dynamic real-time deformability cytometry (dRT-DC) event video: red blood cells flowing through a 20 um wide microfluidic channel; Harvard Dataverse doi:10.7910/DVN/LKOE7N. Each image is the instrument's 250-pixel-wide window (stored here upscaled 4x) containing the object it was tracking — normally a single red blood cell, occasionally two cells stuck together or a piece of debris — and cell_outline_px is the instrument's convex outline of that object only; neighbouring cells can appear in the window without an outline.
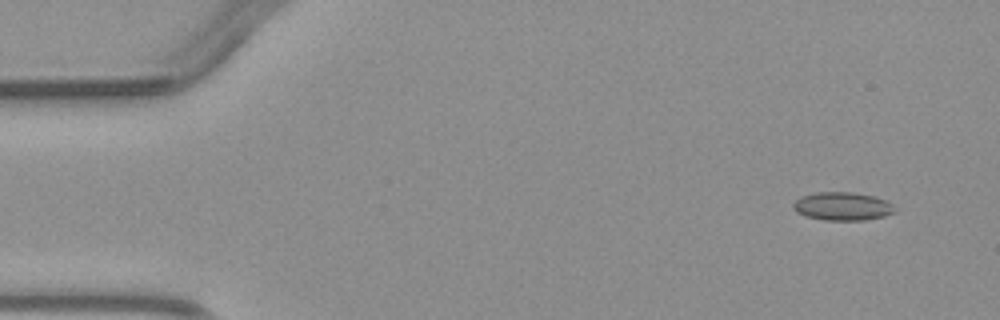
{"species": "common noctule bat (a hibernating species)", "species_latin": "Nyctalus noctula", "temperature_condition": "warm", "stored_images_in_passage": 5, "segment_of_instrument_passage": [1, 2], "camera_frame_rate_fps": 3000, "um_per_image_px": 0.085, "animal": {"sex": "male", "body_mass_g": 23.1, "forearm_length_mm": 52.7}, "frame": {"image": 1, "passage_image": 2, "time_ms": 1.0, "image_size_px": [1000, 320], "cell_outline_px": [[896, 212], [884, 216], [864, 220], [824, 220], [804, 216], [796, 212], [792, 208], [792, 204], [800, 196], [816, 192], [852, 192], [872, 196], [884, 200], [892, 204], [896, 208]], "centroid_in_image_um": [71.57, 17.54], "position_along_channel_um": 13.4, "area_um2": 16.82}}
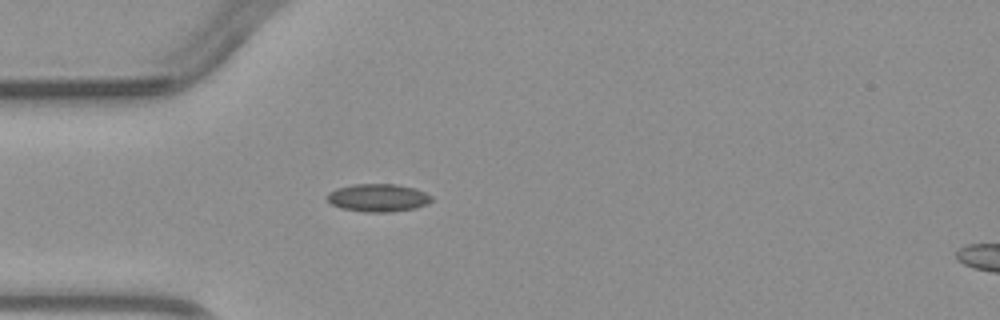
{"frame": {"image": 2, "passage_image": 4, "time_ms": 4.333, "image_size_px": [1000, 320], "cell_outline_px": [[432, 200], [428, 204], [416, 208], [392, 212], [364, 212], [340, 208], [332, 204], [324, 196], [328, 192], [336, 188], [352, 184], [396, 184], [412, 188], [424, 192], [432, 196]], "centroid_in_image_um": [32.1, 16.81], "position_along_channel_um": 52.9, "area_um2": 17.11}}